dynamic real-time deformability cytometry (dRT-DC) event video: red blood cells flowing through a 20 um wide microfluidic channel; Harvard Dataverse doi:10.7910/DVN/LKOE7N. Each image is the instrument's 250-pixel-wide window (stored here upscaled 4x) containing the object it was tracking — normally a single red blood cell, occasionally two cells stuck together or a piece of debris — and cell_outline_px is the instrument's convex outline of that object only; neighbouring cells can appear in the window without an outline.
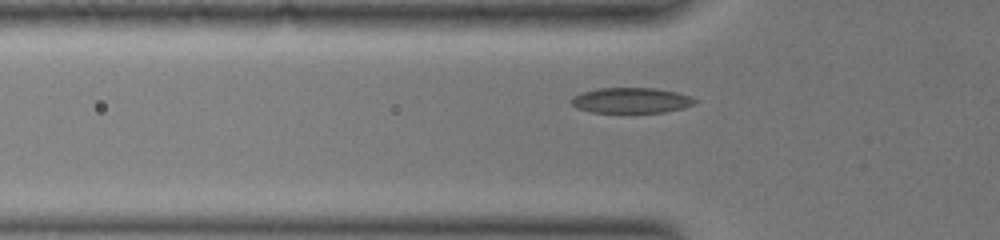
{"species": "common noctule bat (a hibernating species)", "species_latin": "Nyctalus noctula", "temperature_condition": "warm", "stored_images_in_passage": 42, "camera_frame_rate_fps": 3000, "um_per_image_px": 0.085, "animal": {"sex": "female", "body_mass_g": 19.0, "forearm_length_mm": 51.5}, "frame": {"image": 1, "passage_image": 8, "time_ms": 2.333, "image_size_px": [1000, 240], "cell_outline_px": [[700, 100], [696, 104], [664, 112], [592, 112], [580, 108], [572, 104], [568, 100], [572, 96], [596, 88], [656, 88], [676, 92]], "centroid_in_image_um": [53.65, 8.52], "position_along_channel_um": 72.1, "area_um2": 18.21}}
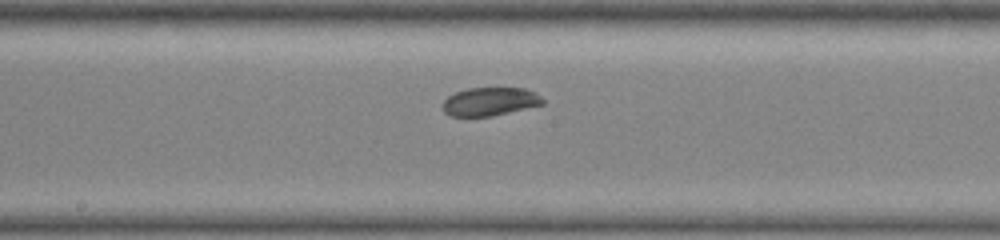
{"frame": {"image": 2, "passage_image": 20, "time_ms": 6.333, "image_size_px": [1000, 240], "cell_outline_px": [[544, 104], [492, 116], [452, 116], [444, 112], [440, 104], [448, 96], [456, 92], [468, 88], [524, 88], [536, 92], [544, 100]], "centroid_in_image_um": [41.63, 8.63], "position_along_channel_um": 206.6, "area_um2": 16.59}}
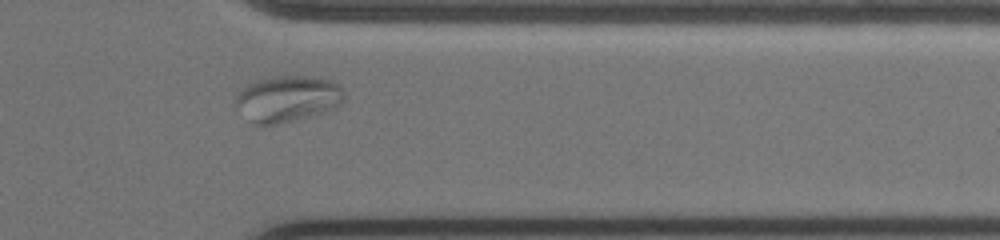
{"frame": {"image": 3, "passage_image": 36, "time_ms": 11.667, "image_size_px": [1000, 240], "cell_outline_px": [[344, 96], [340, 104], [336, 108], [312, 116], [296, 120], [276, 124], [252, 124], [248, 120], [236, 104], [236, 96], [244, 84], [256, 80], [272, 76], [308, 76], [332, 80], [344, 92]], "centroid_in_image_um": [24.43, 8.38], "position_along_channel_um": 387.0, "area_um2": 29.3}}